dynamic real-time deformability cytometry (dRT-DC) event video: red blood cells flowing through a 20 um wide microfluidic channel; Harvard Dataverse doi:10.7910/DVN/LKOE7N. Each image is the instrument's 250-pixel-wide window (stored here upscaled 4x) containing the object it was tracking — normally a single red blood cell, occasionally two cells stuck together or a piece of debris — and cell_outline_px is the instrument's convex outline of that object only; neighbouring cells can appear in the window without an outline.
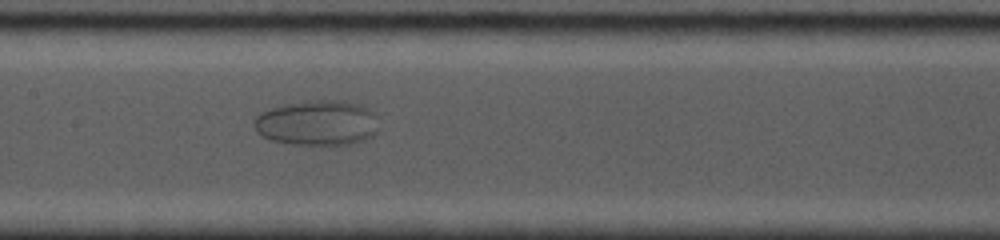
{"species": "common noctule bat (a hibernating species)", "species_latin": "Nyctalus noctula", "temperature_condition": "cold", "stored_images_in_passage": 14, "camera_frame_rate_fps": 5000, "um_per_image_px": 0.085, "animal": {"sex": "female", "body_mass_g": 19.0, "forearm_length_mm": 53.3}, "frame": {"image": 1, "passage_image": 14, "time_ms": 6.2, "image_size_px": [1000, 240], "cell_outline_px": [[376, 132], [372, 136], [364, 140], [348, 144], [292, 144], [272, 140], [256, 132], [252, 124], [256, 116], [260, 112], [284, 104], [316, 100], [336, 100], [360, 104], [368, 108], [376, 116]], "centroid_in_image_um": [26.94, 10.44], "position_along_channel_um": 180.5, "area_um2": 32.66}}